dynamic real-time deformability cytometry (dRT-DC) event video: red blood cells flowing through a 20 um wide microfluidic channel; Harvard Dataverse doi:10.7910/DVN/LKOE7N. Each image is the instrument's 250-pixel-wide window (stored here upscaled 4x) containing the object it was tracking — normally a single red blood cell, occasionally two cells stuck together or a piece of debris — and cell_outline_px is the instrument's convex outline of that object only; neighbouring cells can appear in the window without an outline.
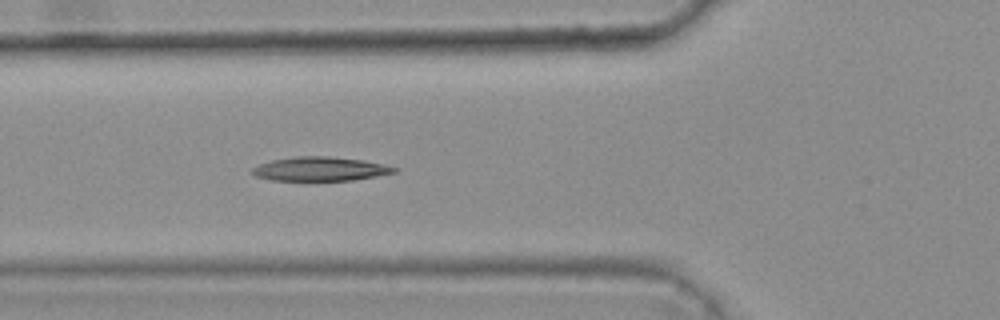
{"species": "common noctule bat (a hibernating species)", "species_latin": "Nyctalus noctula", "temperature_condition": "warm", "stored_images_in_passage": 4, "camera_frame_rate_fps": 3000, "um_per_image_px": 0.085, "animal": {"sex": "female", "body_mass_g": 25.1}, "frame": {"image": 1, "passage_image": 4, "time_ms": 1.0, "image_size_px": [1000, 320], "cell_outline_px": [[400, 168], [396, 172], [376, 176], [352, 180], [272, 180], [256, 176], [252, 172], [252, 168], [260, 164], [272, 160], [296, 156], [328, 156], [364, 160]], "centroid_in_image_um": [27.24, 14.35], "position_along_channel_um": 98.6, "area_um2": 19.71}}